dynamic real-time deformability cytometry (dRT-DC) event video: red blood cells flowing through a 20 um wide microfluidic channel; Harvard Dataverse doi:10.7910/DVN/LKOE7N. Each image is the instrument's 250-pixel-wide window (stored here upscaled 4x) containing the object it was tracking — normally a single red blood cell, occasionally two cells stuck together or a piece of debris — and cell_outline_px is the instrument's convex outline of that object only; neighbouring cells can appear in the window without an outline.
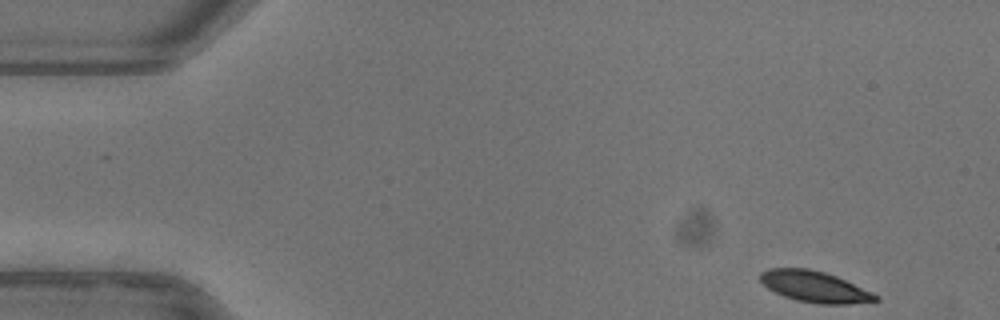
{"species": "common noctule bat (a hibernating species)", "species_latin": "Nyctalus noctula", "temperature_condition": "warm", "stored_images_in_passage": 49, "camera_frame_rate_fps": 3000, "um_per_image_px": 0.085, "animal": {"sex": "female"}, "frame": {"image": 1, "passage_image": 1, "time_ms": 0.0, "image_size_px": [1000, 320], "cell_outline_px": [[880, 300], [848, 304], [816, 304], [796, 300], [784, 296], [768, 288], [760, 280], [760, 272], [768, 268], [808, 268], [824, 272], [836, 276], [872, 292], [880, 296]], "centroid_in_image_um": [69.25, 24.37], "position_along_channel_um": 15.8, "area_um2": 20.87}}
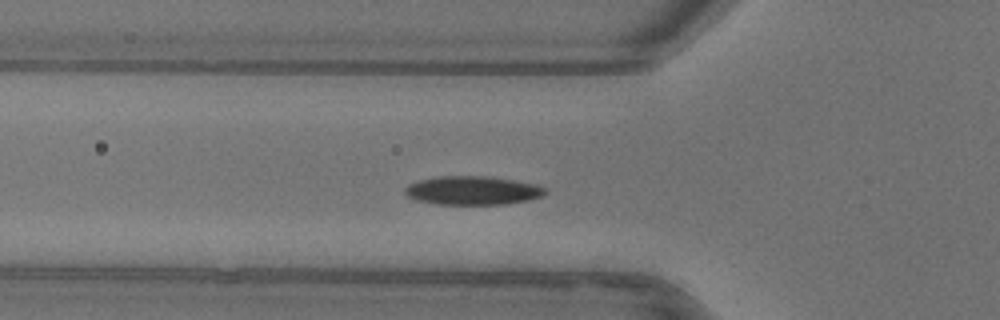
{"frame": {"image": 2, "passage_image": 15, "time_ms": 4.667, "image_size_px": [1000, 320], "cell_outline_px": [[548, 192], [540, 196], [528, 200], [504, 204], [436, 204], [416, 200], [408, 196], [404, 192], [404, 188], [408, 184], [420, 180], [440, 176], [488, 176], [536, 184], [544, 188]], "centroid_in_image_um": [40.14, 16.19], "position_along_channel_um": 85.7, "area_um2": 23.29}}
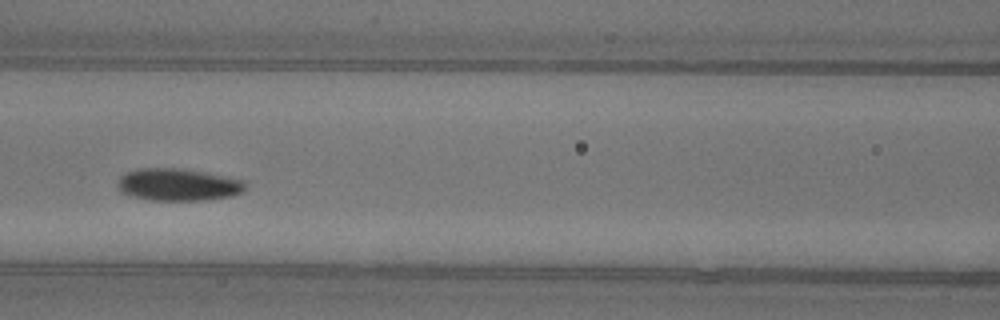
{"frame": {"image": 3, "passage_image": 20, "time_ms": 6.333, "image_size_px": [1000, 320], "cell_outline_px": [[244, 192], [232, 196], [208, 200], [152, 200], [132, 196], [120, 192], [116, 184], [120, 176], [124, 172], [136, 168], [184, 168], [244, 180]], "centroid_in_image_um": [15.1, 15.69], "position_along_channel_um": 151.5, "area_um2": 24.28}, "authors_computed_cell_mechanics": {"area_um2": 22.542, "velocity_mm_per_s": 3.9124, "shape_relaxation_time_tau1_ms": 2.8082, "shape_relaxation_time_tau2_ms": null, "deformation_change_tau1": 0.1355, "deformation_change_tau2": null}}